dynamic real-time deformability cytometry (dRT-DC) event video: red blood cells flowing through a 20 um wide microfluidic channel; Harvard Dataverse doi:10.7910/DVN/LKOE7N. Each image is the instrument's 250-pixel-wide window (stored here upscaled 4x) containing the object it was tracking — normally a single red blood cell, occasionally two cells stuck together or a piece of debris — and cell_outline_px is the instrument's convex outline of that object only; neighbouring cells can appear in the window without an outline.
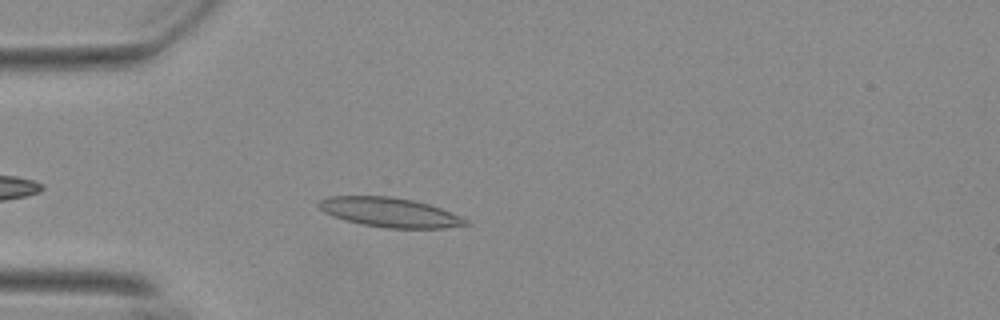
{"species": "Egyptian fruit bat (a non-hibernating species)", "species_latin": "Rousettus aegyptiacus", "temperature_condition": "warm", "stored_images_in_passage": 42, "camera_frame_rate_fps": 3000, "um_per_image_px": 0.085, "animal": {"sex": "female"}, "frame": {"image": 1, "passage_image": 6, "time_ms": 1.667, "image_size_px": [1000, 320], "cell_outline_px": [[472, 224], [444, 228], [388, 228], [360, 224], [332, 216], [324, 212], [316, 204], [320, 200], [328, 196], [392, 196], [412, 200], [428, 204], [440, 208], [460, 216], [468, 220]], "centroid_in_image_um": [33.12, 18.05], "position_along_channel_um": 51.9, "area_um2": 25.2}}
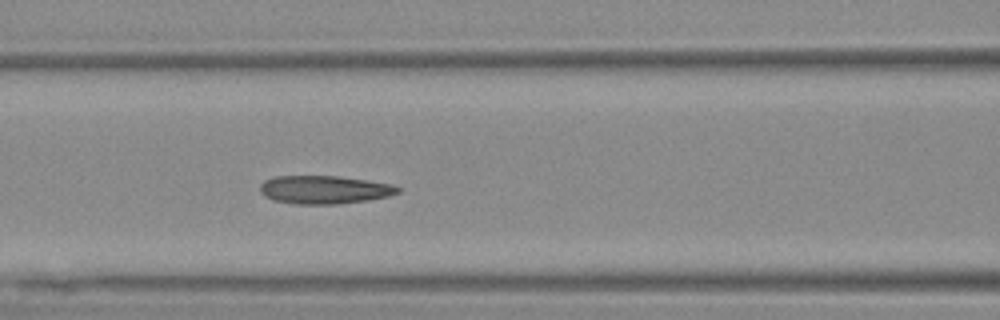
{"frame": {"image": 2, "passage_image": 14, "time_ms": 4.333, "image_size_px": [1000, 320], "cell_outline_px": [[400, 192], [388, 196], [368, 200], [340, 204], [296, 204], [272, 200], [264, 196], [260, 192], [260, 184], [264, 180], [272, 176], [336, 176], [364, 180], [388, 184], [400, 188]], "centroid_in_image_um": [27.5, 16.13], "position_along_channel_um": 139.1, "area_um2": 22.6}}
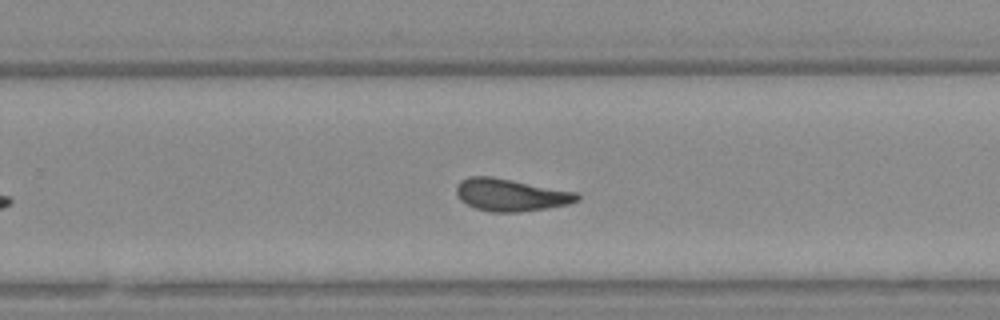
{"frame": {"image": 3, "passage_image": 26, "time_ms": 8.333, "image_size_px": [1000, 320], "cell_outline_px": [[580, 200], [568, 204], [520, 212], [488, 212], [476, 208], [460, 200], [456, 192], [456, 188], [460, 180], [468, 176], [492, 176], [580, 192]], "centroid_in_image_um": [43.44, 16.55], "position_along_channel_um": 286.4, "area_um2": 23.0}, "authors_computed_cell_mechanics": {"area_um2": 22.1952, "velocity_mm_per_s": 3.7002, "shape_relaxation_time_tau1_ms": 10.4013, "shape_relaxation_time_tau2_ms": 3.1213, "deformation_change_tau1": 0.268, "deformation_change_tau2": 0.0833}}